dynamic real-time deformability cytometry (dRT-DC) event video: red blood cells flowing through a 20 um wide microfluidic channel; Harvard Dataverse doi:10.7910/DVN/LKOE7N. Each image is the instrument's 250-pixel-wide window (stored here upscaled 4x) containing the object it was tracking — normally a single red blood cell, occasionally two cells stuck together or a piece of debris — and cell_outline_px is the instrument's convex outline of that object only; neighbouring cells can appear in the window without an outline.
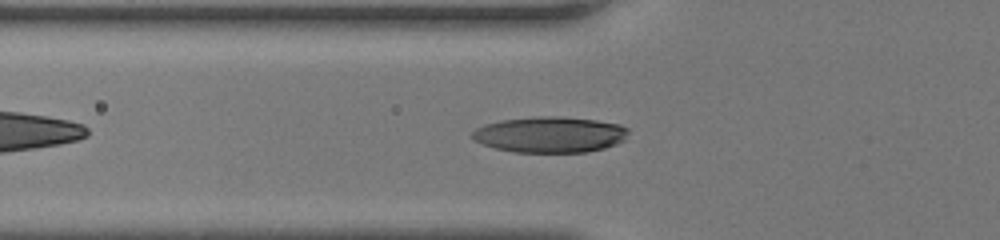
{"species": "human", "species_latin": "Homo sapiens", "temperature_condition": "room temperature", "stored_images_in_passage": 34, "camera_frame_rate_fps": 3000, "um_per_image_px": 0.085, "donor": {"sex": "female"}, "frame": {"image": 1, "passage_image": 6, "time_ms": 1.667, "image_size_px": [1000, 240], "cell_outline_px": [[628, 132], [624, 140], [616, 144], [604, 148], [588, 152], [512, 152], [496, 148], [472, 140], [472, 132], [476, 128], [484, 124], [500, 120], [544, 116], [560, 116], [596, 120], [620, 124], [628, 128]], "centroid_in_image_um": [46.75, 11.44], "position_along_channel_um": 79.1, "area_um2": 32.71}}
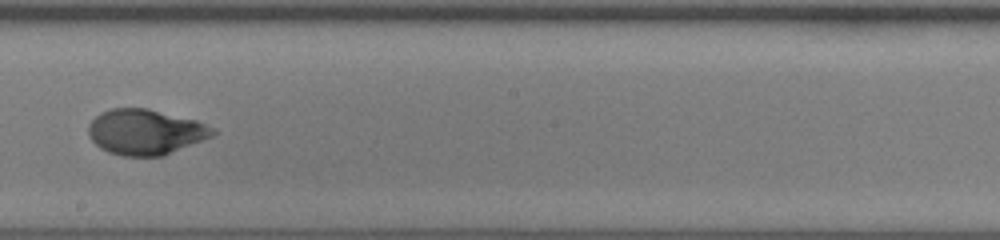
{"frame": {"image": 2, "passage_image": 16, "time_ms": 5.0, "image_size_px": [1000, 240], "cell_outline_px": [[216, 132], [212, 136], [164, 156], [120, 156], [108, 152], [100, 148], [92, 140], [88, 132], [88, 124], [100, 112], [112, 108], [148, 108], [196, 120], [212, 128]], "centroid_in_image_um": [12.33, 11.22], "position_along_channel_um": 235.9, "area_um2": 32.89}}
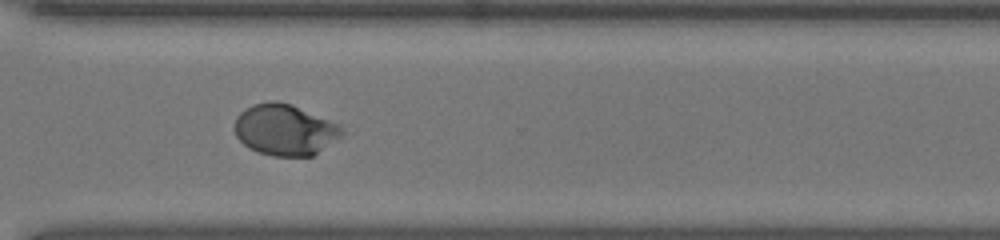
{"frame": {"image": 3, "passage_image": 23, "time_ms": 7.333, "image_size_px": [1000, 240], "cell_outline_px": [[344, 136], [312, 156], [272, 156], [256, 152], [248, 148], [236, 136], [236, 116], [244, 108], [252, 104], [268, 100], [276, 100], [292, 104], [340, 124], [344, 128]], "centroid_in_image_um": [24.24, 11.02], "position_along_channel_um": 346.4, "area_um2": 32.48}}